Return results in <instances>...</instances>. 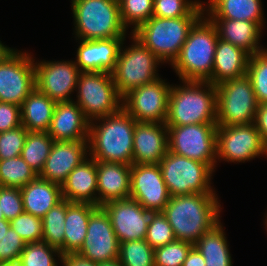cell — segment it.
<instances>
[{"instance_id":"cell-1","label":"cell","mask_w":267,"mask_h":266,"mask_svg":"<svg viewBox=\"0 0 267 266\" xmlns=\"http://www.w3.org/2000/svg\"><path fill=\"white\" fill-rule=\"evenodd\" d=\"M216 193L170 196L163 209L176 240L194 245L220 222L221 205Z\"/></svg>"},{"instance_id":"cell-2","label":"cell","mask_w":267,"mask_h":266,"mask_svg":"<svg viewBox=\"0 0 267 266\" xmlns=\"http://www.w3.org/2000/svg\"><path fill=\"white\" fill-rule=\"evenodd\" d=\"M94 121L89 123V157L100 162L132 165L135 118L121 108L117 113ZM97 121L102 123L98 125Z\"/></svg>"},{"instance_id":"cell-3","label":"cell","mask_w":267,"mask_h":266,"mask_svg":"<svg viewBox=\"0 0 267 266\" xmlns=\"http://www.w3.org/2000/svg\"><path fill=\"white\" fill-rule=\"evenodd\" d=\"M171 86L166 126L217 123L216 86L209 81H182Z\"/></svg>"},{"instance_id":"cell-4","label":"cell","mask_w":267,"mask_h":266,"mask_svg":"<svg viewBox=\"0 0 267 266\" xmlns=\"http://www.w3.org/2000/svg\"><path fill=\"white\" fill-rule=\"evenodd\" d=\"M218 38L216 26L208 17L202 16L190 29L171 64L180 80L208 81L211 78Z\"/></svg>"},{"instance_id":"cell-5","label":"cell","mask_w":267,"mask_h":266,"mask_svg":"<svg viewBox=\"0 0 267 266\" xmlns=\"http://www.w3.org/2000/svg\"><path fill=\"white\" fill-rule=\"evenodd\" d=\"M79 40L125 38L118 0H71Z\"/></svg>"},{"instance_id":"cell-6","label":"cell","mask_w":267,"mask_h":266,"mask_svg":"<svg viewBox=\"0 0 267 266\" xmlns=\"http://www.w3.org/2000/svg\"><path fill=\"white\" fill-rule=\"evenodd\" d=\"M201 17L161 18L152 16L131 33L162 62L173 63L190 29Z\"/></svg>"},{"instance_id":"cell-7","label":"cell","mask_w":267,"mask_h":266,"mask_svg":"<svg viewBox=\"0 0 267 266\" xmlns=\"http://www.w3.org/2000/svg\"><path fill=\"white\" fill-rule=\"evenodd\" d=\"M76 89L75 102L89 122L117 113L122 108V97L112 73L81 72Z\"/></svg>"},{"instance_id":"cell-8","label":"cell","mask_w":267,"mask_h":266,"mask_svg":"<svg viewBox=\"0 0 267 266\" xmlns=\"http://www.w3.org/2000/svg\"><path fill=\"white\" fill-rule=\"evenodd\" d=\"M159 166L170 196L215 193L210 185L214 170L207 163L168 150Z\"/></svg>"},{"instance_id":"cell-9","label":"cell","mask_w":267,"mask_h":266,"mask_svg":"<svg viewBox=\"0 0 267 266\" xmlns=\"http://www.w3.org/2000/svg\"><path fill=\"white\" fill-rule=\"evenodd\" d=\"M131 36L132 45L124 50L121 46L112 72L115 86L122 98L131 90L158 79L157 65L162 63L149 48L132 34Z\"/></svg>"},{"instance_id":"cell-10","label":"cell","mask_w":267,"mask_h":266,"mask_svg":"<svg viewBox=\"0 0 267 266\" xmlns=\"http://www.w3.org/2000/svg\"><path fill=\"white\" fill-rule=\"evenodd\" d=\"M217 126L254 123L258 102L245 75L216 85Z\"/></svg>"},{"instance_id":"cell-11","label":"cell","mask_w":267,"mask_h":266,"mask_svg":"<svg viewBox=\"0 0 267 266\" xmlns=\"http://www.w3.org/2000/svg\"><path fill=\"white\" fill-rule=\"evenodd\" d=\"M167 127L168 150L170 152L207 163L214 170L217 163V123Z\"/></svg>"},{"instance_id":"cell-12","label":"cell","mask_w":267,"mask_h":266,"mask_svg":"<svg viewBox=\"0 0 267 266\" xmlns=\"http://www.w3.org/2000/svg\"><path fill=\"white\" fill-rule=\"evenodd\" d=\"M34 59L15 50L0 62V102L22 105L36 87Z\"/></svg>"},{"instance_id":"cell-13","label":"cell","mask_w":267,"mask_h":266,"mask_svg":"<svg viewBox=\"0 0 267 266\" xmlns=\"http://www.w3.org/2000/svg\"><path fill=\"white\" fill-rule=\"evenodd\" d=\"M218 160L245 162L266 155V144L254 123L235 126H218L216 131Z\"/></svg>"},{"instance_id":"cell-14","label":"cell","mask_w":267,"mask_h":266,"mask_svg":"<svg viewBox=\"0 0 267 266\" xmlns=\"http://www.w3.org/2000/svg\"><path fill=\"white\" fill-rule=\"evenodd\" d=\"M171 86L158 78L135 88L122 98V108L137 122L165 123Z\"/></svg>"},{"instance_id":"cell-15","label":"cell","mask_w":267,"mask_h":266,"mask_svg":"<svg viewBox=\"0 0 267 266\" xmlns=\"http://www.w3.org/2000/svg\"><path fill=\"white\" fill-rule=\"evenodd\" d=\"M119 248L110 218L100 206L90 215L84 243L76 254L98 264L118 259Z\"/></svg>"},{"instance_id":"cell-16","label":"cell","mask_w":267,"mask_h":266,"mask_svg":"<svg viewBox=\"0 0 267 266\" xmlns=\"http://www.w3.org/2000/svg\"><path fill=\"white\" fill-rule=\"evenodd\" d=\"M36 88L53 101L70 102L72 92L77 91L81 73L75 61H41L34 63Z\"/></svg>"},{"instance_id":"cell-17","label":"cell","mask_w":267,"mask_h":266,"mask_svg":"<svg viewBox=\"0 0 267 266\" xmlns=\"http://www.w3.org/2000/svg\"><path fill=\"white\" fill-rule=\"evenodd\" d=\"M130 198L151 212H162L170 194L159 164L131 165Z\"/></svg>"},{"instance_id":"cell-18","label":"cell","mask_w":267,"mask_h":266,"mask_svg":"<svg viewBox=\"0 0 267 266\" xmlns=\"http://www.w3.org/2000/svg\"><path fill=\"white\" fill-rule=\"evenodd\" d=\"M108 214L120 243L144 240L151 211L132 198L109 201L101 206Z\"/></svg>"},{"instance_id":"cell-19","label":"cell","mask_w":267,"mask_h":266,"mask_svg":"<svg viewBox=\"0 0 267 266\" xmlns=\"http://www.w3.org/2000/svg\"><path fill=\"white\" fill-rule=\"evenodd\" d=\"M88 154V141H54L39 178L60 186Z\"/></svg>"},{"instance_id":"cell-20","label":"cell","mask_w":267,"mask_h":266,"mask_svg":"<svg viewBox=\"0 0 267 266\" xmlns=\"http://www.w3.org/2000/svg\"><path fill=\"white\" fill-rule=\"evenodd\" d=\"M168 152V127L165 123L136 122L132 164H159Z\"/></svg>"},{"instance_id":"cell-21","label":"cell","mask_w":267,"mask_h":266,"mask_svg":"<svg viewBox=\"0 0 267 266\" xmlns=\"http://www.w3.org/2000/svg\"><path fill=\"white\" fill-rule=\"evenodd\" d=\"M125 38L81 40L76 65L81 72L112 73Z\"/></svg>"},{"instance_id":"cell-22","label":"cell","mask_w":267,"mask_h":266,"mask_svg":"<svg viewBox=\"0 0 267 266\" xmlns=\"http://www.w3.org/2000/svg\"><path fill=\"white\" fill-rule=\"evenodd\" d=\"M89 123L76 102H58L47 133L54 141H88Z\"/></svg>"},{"instance_id":"cell-23","label":"cell","mask_w":267,"mask_h":266,"mask_svg":"<svg viewBox=\"0 0 267 266\" xmlns=\"http://www.w3.org/2000/svg\"><path fill=\"white\" fill-rule=\"evenodd\" d=\"M131 165L97 161V206L130 198Z\"/></svg>"},{"instance_id":"cell-24","label":"cell","mask_w":267,"mask_h":266,"mask_svg":"<svg viewBox=\"0 0 267 266\" xmlns=\"http://www.w3.org/2000/svg\"><path fill=\"white\" fill-rule=\"evenodd\" d=\"M61 190L62 198L69 202L97 206V161L87 156L68 174Z\"/></svg>"},{"instance_id":"cell-25","label":"cell","mask_w":267,"mask_h":266,"mask_svg":"<svg viewBox=\"0 0 267 266\" xmlns=\"http://www.w3.org/2000/svg\"><path fill=\"white\" fill-rule=\"evenodd\" d=\"M250 54L240 47L218 38L213 63V72L208 80L218 85L229 79H237L246 75Z\"/></svg>"},{"instance_id":"cell-26","label":"cell","mask_w":267,"mask_h":266,"mask_svg":"<svg viewBox=\"0 0 267 266\" xmlns=\"http://www.w3.org/2000/svg\"><path fill=\"white\" fill-rule=\"evenodd\" d=\"M216 26L218 37L234 46L240 47L250 55L265 48L259 46L262 26L256 22L231 19H210Z\"/></svg>"},{"instance_id":"cell-27","label":"cell","mask_w":267,"mask_h":266,"mask_svg":"<svg viewBox=\"0 0 267 266\" xmlns=\"http://www.w3.org/2000/svg\"><path fill=\"white\" fill-rule=\"evenodd\" d=\"M20 192L24 212L41 219L53 206L63 199L59 184L43 180L39 177L20 188Z\"/></svg>"},{"instance_id":"cell-28","label":"cell","mask_w":267,"mask_h":266,"mask_svg":"<svg viewBox=\"0 0 267 266\" xmlns=\"http://www.w3.org/2000/svg\"><path fill=\"white\" fill-rule=\"evenodd\" d=\"M98 208L93 204L66 200L64 255L76 254L84 243L90 215Z\"/></svg>"},{"instance_id":"cell-29","label":"cell","mask_w":267,"mask_h":266,"mask_svg":"<svg viewBox=\"0 0 267 266\" xmlns=\"http://www.w3.org/2000/svg\"><path fill=\"white\" fill-rule=\"evenodd\" d=\"M205 14L209 19L245 20L264 26L261 0H209Z\"/></svg>"},{"instance_id":"cell-30","label":"cell","mask_w":267,"mask_h":266,"mask_svg":"<svg viewBox=\"0 0 267 266\" xmlns=\"http://www.w3.org/2000/svg\"><path fill=\"white\" fill-rule=\"evenodd\" d=\"M55 106V101L35 87L21 105V125L27 131L47 132Z\"/></svg>"},{"instance_id":"cell-31","label":"cell","mask_w":267,"mask_h":266,"mask_svg":"<svg viewBox=\"0 0 267 266\" xmlns=\"http://www.w3.org/2000/svg\"><path fill=\"white\" fill-rule=\"evenodd\" d=\"M225 235L219 222L193 245L202 254L206 266H233Z\"/></svg>"},{"instance_id":"cell-32","label":"cell","mask_w":267,"mask_h":266,"mask_svg":"<svg viewBox=\"0 0 267 266\" xmlns=\"http://www.w3.org/2000/svg\"><path fill=\"white\" fill-rule=\"evenodd\" d=\"M53 143V138L47 132L28 131L20 156L37 175L43 170Z\"/></svg>"},{"instance_id":"cell-33","label":"cell","mask_w":267,"mask_h":266,"mask_svg":"<svg viewBox=\"0 0 267 266\" xmlns=\"http://www.w3.org/2000/svg\"><path fill=\"white\" fill-rule=\"evenodd\" d=\"M66 199H62L53 206L42 218L43 237L42 241L58 248L64 255Z\"/></svg>"},{"instance_id":"cell-34","label":"cell","mask_w":267,"mask_h":266,"mask_svg":"<svg viewBox=\"0 0 267 266\" xmlns=\"http://www.w3.org/2000/svg\"><path fill=\"white\" fill-rule=\"evenodd\" d=\"M37 177L21 156L0 160V186L22 188Z\"/></svg>"},{"instance_id":"cell-35","label":"cell","mask_w":267,"mask_h":266,"mask_svg":"<svg viewBox=\"0 0 267 266\" xmlns=\"http://www.w3.org/2000/svg\"><path fill=\"white\" fill-rule=\"evenodd\" d=\"M204 3L192 0H154L153 16L161 18L202 17Z\"/></svg>"},{"instance_id":"cell-36","label":"cell","mask_w":267,"mask_h":266,"mask_svg":"<svg viewBox=\"0 0 267 266\" xmlns=\"http://www.w3.org/2000/svg\"><path fill=\"white\" fill-rule=\"evenodd\" d=\"M118 259L122 266H155L154 249L145 239L120 243Z\"/></svg>"},{"instance_id":"cell-37","label":"cell","mask_w":267,"mask_h":266,"mask_svg":"<svg viewBox=\"0 0 267 266\" xmlns=\"http://www.w3.org/2000/svg\"><path fill=\"white\" fill-rule=\"evenodd\" d=\"M246 76L253 85L258 104L267 103V49L250 55Z\"/></svg>"},{"instance_id":"cell-38","label":"cell","mask_w":267,"mask_h":266,"mask_svg":"<svg viewBox=\"0 0 267 266\" xmlns=\"http://www.w3.org/2000/svg\"><path fill=\"white\" fill-rule=\"evenodd\" d=\"M55 254L58 256V259H61L63 256L58 248L43 241L26 243L19 263L23 266H58Z\"/></svg>"},{"instance_id":"cell-39","label":"cell","mask_w":267,"mask_h":266,"mask_svg":"<svg viewBox=\"0 0 267 266\" xmlns=\"http://www.w3.org/2000/svg\"><path fill=\"white\" fill-rule=\"evenodd\" d=\"M118 3L123 25L126 28L134 25L132 31L153 16L154 0H118Z\"/></svg>"},{"instance_id":"cell-40","label":"cell","mask_w":267,"mask_h":266,"mask_svg":"<svg viewBox=\"0 0 267 266\" xmlns=\"http://www.w3.org/2000/svg\"><path fill=\"white\" fill-rule=\"evenodd\" d=\"M145 240L153 249L176 240L173 229L162 212H151Z\"/></svg>"},{"instance_id":"cell-41","label":"cell","mask_w":267,"mask_h":266,"mask_svg":"<svg viewBox=\"0 0 267 266\" xmlns=\"http://www.w3.org/2000/svg\"><path fill=\"white\" fill-rule=\"evenodd\" d=\"M192 247L188 242L175 240L154 249L155 266H182Z\"/></svg>"},{"instance_id":"cell-42","label":"cell","mask_w":267,"mask_h":266,"mask_svg":"<svg viewBox=\"0 0 267 266\" xmlns=\"http://www.w3.org/2000/svg\"><path fill=\"white\" fill-rule=\"evenodd\" d=\"M10 226L26 243L42 241L43 221L41 218L23 212L10 221Z\"/></svg>"},{"instance_id":"cell-43","label":"cell","mask_w":267,"mask_h":266,"mask_svg":"<svg viewBox=\"0 0 267 266\" xmlns=\"http://www.w3.org/2000/svg\"><path fill=\"white\" fill-rule=\"evenodd\" d=\"M27 134L28 131L23 125L0 132V160L20 156Z\"/></svg>"},{"instance_id":"cell-44","label":"cell","mask_w":267,"mask_h":266,"mask_svg":"<svg viewBox=\"0 0 267 266\" xmlns=\"http://www.w3.org/2000/svg\"><path fill=\"white\" fill-rule=\"evenodd\" d=\"M26 242L10 226L0 239V265L19 262Z\"/></svg>"},{"instance_id":"cell-45","label":"cell","mask_w":267,"mask_h":266,"mask_svg":"<svg viewBox=\"0 0 267 266\" xmlns=\"http://www.w3.org/2000/svg\"><path fill=\"white\" fill-rule=\"evenodd\" d=\"M0 207L5 220L11 221L24 212L20 188L0 186Z\"/></svg>"},{"instance_id":"cell-46","label":"cell","mask_w":267,"mask_h":266,"mask_svg":"<svg viewBox=\"0 0 267 266\" xmlns=\"http://www.w3.org/2000/svg\"><path fill=\"white\" fill-rule=\"evenodd\" d=\"M19 126H21V107L0 102V132L9 131Z\"/></svg>"},{"instance_id":"cell-47","label":"cell","mask_w":267,"mask_h":266,"mask_svg":"<svg viewBox=\"0 0 267 266\" xmlns=\"http://www.w3.org/2000/svg\"><path fill=\"white\" fill-rule=\"evenodd\" d=\"M254 125L260 133L263 142L267 144V103L258 105Z\"/></svg>"},{"instance_id":"cell-48","label":"cell","mask_w":267,"mask_h":266,"mask_svg":"<svg viewBox=\"0 0 267 266\" xmlns=\"http://www.w3.org/2000/svg\"><path fill=\"white\" fill-rule=\"evenodd\" d=\"M59 260L62 266H97V263L84 259L77 254H66Z\"/></svg>"},{"instance_id":"cell-49","label":"cell","mask_w":267,"mask_h":266,"mask_svg":"<svg viewBox=\"0 0 267 266\" xmlns=\"http://www.w3.org/2000/svg\"><path fill=\"white\" fill-rule=\"evenodd\" d=\"M182 266H206L202 254L193 246Z\"/></svg>"},{"instance_id":"cell-50","label":"cell","mask_w":267,"mask_h":266,"mask_svg":"<svg viewBox=\"0 0 267 266\" xmlns=\"http://www.w3.org/2000/svg\"><path fill=\"white\" fill-rule=\"evenodd\" d=\"M15 49L9 48L0 41V62L4 61L9 55H11Z\"/></svg>"},{"instance_id":"cell-51","label":"cell","mask_w":267,"mask_h":266,"mask_svg":"<svg viewBox=\"0 0 267 266\" xmlns=\"http://www.w3.org/2000/svg\"><path fill=\"white\" fill-rule=\"evenodd\" d=\"M10 227V221L5 219L0 220V239L6 234Z\"/></svg>"},{"instance_id":"cell-52","label":"cell","mask_w":267,"mask_h":266,"mask_svg":"<svg viewBox=\"0 0 267 266\" xmlns=\"http://www.w3.org/2000/svg\"><path fill=\"white\" fill-rule=\"evenodd\" d=\"M97 266H122L119 259H115L108 262L98 263Z\"/></svg>"},{"instance_id":"cell-53","label":"cell","mask_w":267,"mask_h":266,"mask_svg":"<svg viewBox=\"0 0 267 266\" xmlns=\"http://www.w3.org/2000/svg\"><path fill=\"white\" fill-rule=\"evenodd\" d=\"M0 266H23V265L19 262H15V263H9V264H2Z\"/></svg>"},{"instance_id":"cell-54","label":"cell","mask_w":267,"mask_h":266,"mask_svg":"<svg viewBox=\"0 0 267 266\" xmlns=\"http://www.w3.org/2000/svg\"><path fill=\"white\" fill-rule=\"evenodd\" d=\"M5 219L3 216V212L1 211V207H0V220Z\"/></svg>"}]
</instances>
